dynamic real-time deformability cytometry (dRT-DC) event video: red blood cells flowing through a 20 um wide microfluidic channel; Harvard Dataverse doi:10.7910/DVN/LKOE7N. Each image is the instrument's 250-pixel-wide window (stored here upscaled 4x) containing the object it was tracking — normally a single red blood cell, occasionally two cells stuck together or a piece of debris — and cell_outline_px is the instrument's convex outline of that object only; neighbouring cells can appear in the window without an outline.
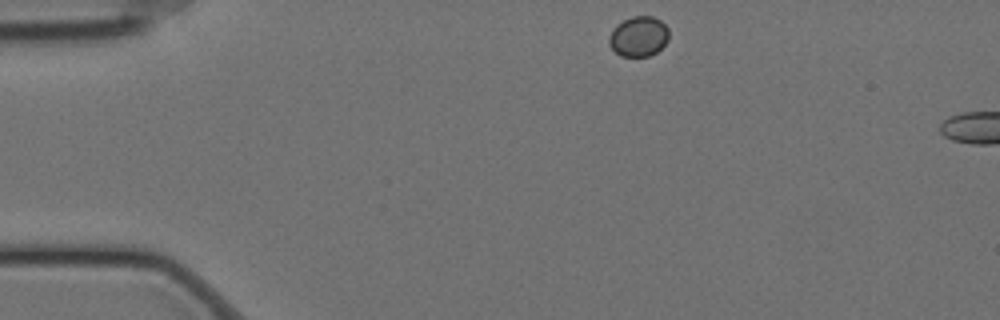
{"species": "Egyptian fruit bat (a non-hibernating species)", "species_latin": "Rousettus aegyptiacus", "temperature_condition": "cold", "stored_images_in_passage": 4, "camera_frame_rate_fps": 3000, "um_per_image_px": 0.085, "animal": {"sex": "female"}, "frame": {"image": 1, "passage_image": 1, "time_ms": 0.0, "image_size_px": [1000, 320], "cell_outline_px": [[668, 40], [656, 52], [648, 56], [620, 56], [608, 44], [608, 40], [616, 24], [632, 16], [652, 16], [660, 20], [668, 28]], "centroid_in_image_um": [54.28, 3.09], "position_along_channel_um": 30.7, "area_um2": 13.87}}